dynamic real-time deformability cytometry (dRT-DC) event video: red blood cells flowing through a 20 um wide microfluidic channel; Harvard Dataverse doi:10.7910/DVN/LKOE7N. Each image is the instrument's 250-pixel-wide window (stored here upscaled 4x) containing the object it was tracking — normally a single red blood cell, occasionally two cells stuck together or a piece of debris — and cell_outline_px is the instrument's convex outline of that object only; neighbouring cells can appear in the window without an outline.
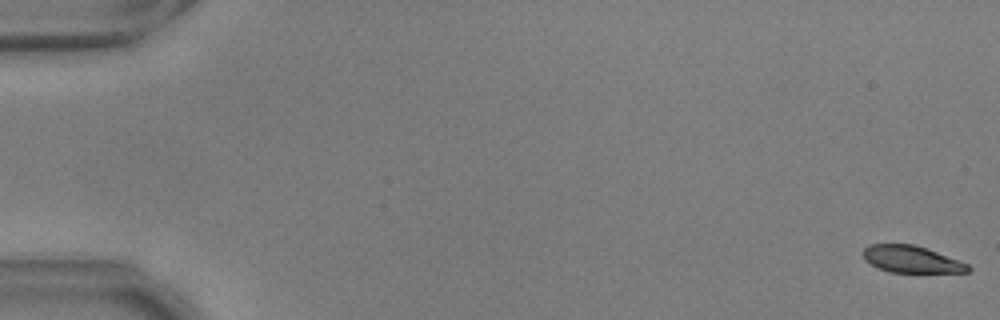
{"species": "common noctule bat (a hibernating species)", "species_latin": "Nyctalus noctula", "temperature_condition": "warm", "stored_images_in_passage": 10, "camera_frame_rate_fps": 3000, "um_per_image_px": 0.085, "animal": {"sex": "male", "body_mass_g": 17.9, "forearm_length_mm": 54.2}, "frame": {"image": 1, "passage_image": 1, "time_ms": 0.0, "image_size_px": [1000, 320], "cell_outline_px": [[972, 268], [968, 272], [888, 272], [864, 260], [864, 248], [868, 244], [916, 244], [968, 264]], "centroid_in_image_um": [77.47, 22.03], "position_along_channel_um": 7.5, "area_um2": 16.3}}